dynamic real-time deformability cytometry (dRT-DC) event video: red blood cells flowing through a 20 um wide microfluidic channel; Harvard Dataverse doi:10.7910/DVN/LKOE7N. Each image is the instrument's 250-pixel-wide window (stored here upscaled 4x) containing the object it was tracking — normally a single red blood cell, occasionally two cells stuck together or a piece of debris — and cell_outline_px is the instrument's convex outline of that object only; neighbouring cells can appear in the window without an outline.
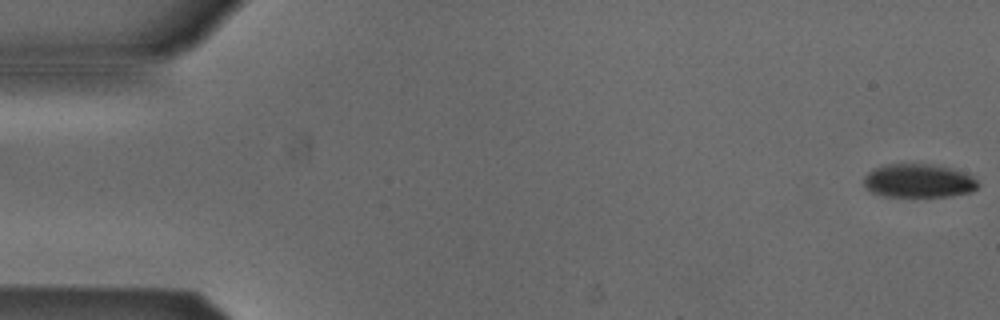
{"species": "Egyptian fruit bat (a non-hibernating species)", "species_latin": "Rousettus aegyptiacus", "temperature_condition": "cold", "stored_images_in_passage": 48, "camera_frame_rate_fps": 3000, "um_per_image_px": 0.085, "animal": {"sex": "male"}, "frame": {"image": 1, "passage_image": 1, "time_ms": 0.0, "image_size_px": [1000, 320], "cell_outline_px": [[980, 184], [972, 192], [952, 196], [884, 196], [872, 192], [864, 184], [864, 176], [868, 172], [884, 164], [932, 164], [952, 168], [964, 172], [972, 176]], "centroid_in_image_um": [78.11, 15.36], "position_along_channel_um": 6.9, "area_um2": 22.37}}
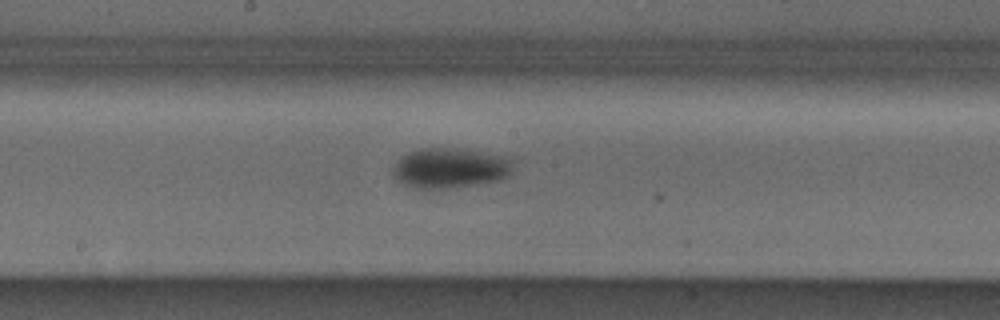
{"frame": {"image": 2, "passage_image": 28, "time_ms": 9.0, "image_size_px": [1000, 320], "cell_outline_px": [[516, 156], [512, 172], [508, 176], [500, 180], [480, 184], [456, 188], [416, 188], [404, 184], [396, 180], [392, 172], [392, 168], [396, 160], [400, 156], [408, 152], [420, 148], [460, 148]], "centroid_in_image_um": [38.34, 14.26], "position_along_channel_um": 209.9, "area_um2": 29.19}}
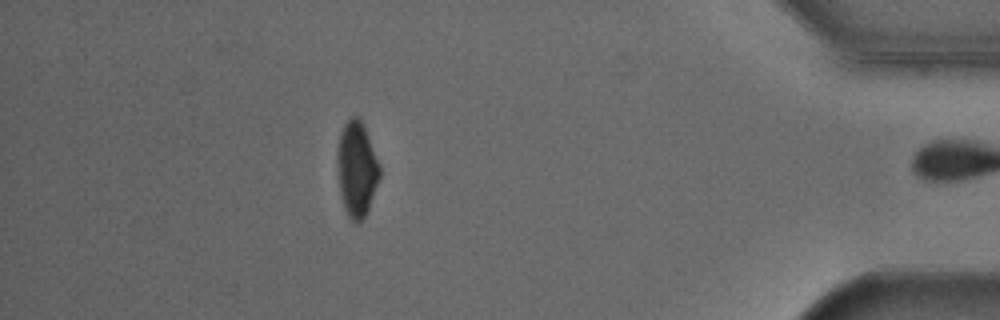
{"frame": {"image": 3, "passage_image": 47, "time_ms": 15.333, "image_size_px": [1000, 320], "cell_outline_px": [[380, 176], [368, 208], [364, 216], [356, 224], [348, 216], [344, 208], [340, 196], [336, 168], [336, 156], [340, 132], [344, 124], [352, 116], [356, 116], [364, 124], [380, 164]], "centroid_in_image_um": [30.3, 14.34], "position_along_channel_um": 404.9, "area_um2": 23.7}, "authors_computed_cell_mechanics": {"area_um2": 26.3279, "velocity_mm_per_s": 3.8803, "shape_relaxation_time_tau1_ms": 4.8544, "shape_relaxation_time_tau2_ms": null, "deformation_change_tau1": 0.1065, "deformation_change_tau2": null}}